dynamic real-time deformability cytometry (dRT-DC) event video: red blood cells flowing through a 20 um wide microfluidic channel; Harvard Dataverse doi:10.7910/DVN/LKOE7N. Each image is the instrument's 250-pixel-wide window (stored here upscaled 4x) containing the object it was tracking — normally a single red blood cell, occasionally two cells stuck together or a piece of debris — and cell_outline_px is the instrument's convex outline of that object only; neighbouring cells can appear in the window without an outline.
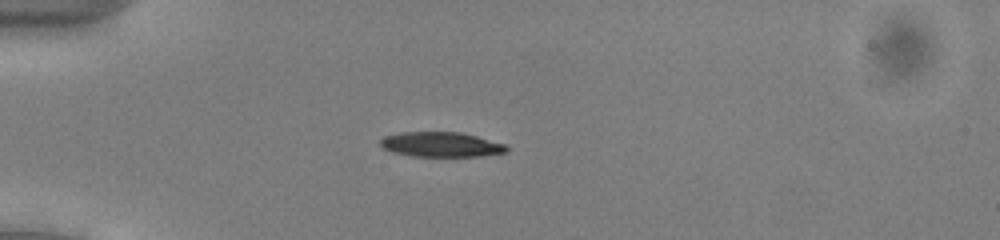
{"species": "common noctule bat (a hibernating species)", "species_latin": "Nyctalus noctula", "temperature_condition": "cold", "stored_images_in_passage": 54, "camera_frame_rate_fps": 3000, "um_per_image_px": 0.085, "animal": {"sex": "male", "body_mass_g": 13.0, "forearm_length_mm": 53.1}, "frame": {"image": 1, "passage_image": 16, "time_ms": 5.0, "image_size_px": [1000, 240], "cell_outline_px": [[508, 152], [480, 156], [412, 156], [392, 152], [384, 148], [380, 144], [380, 140], [384, 136], [400, 132], [460, 132], [476, 136], [504, 144], [508, 148]], "centroid_in_image_um": [37.47, 12.28], "position_along_channel_um": 47.5, "area_um2": 18.21}}
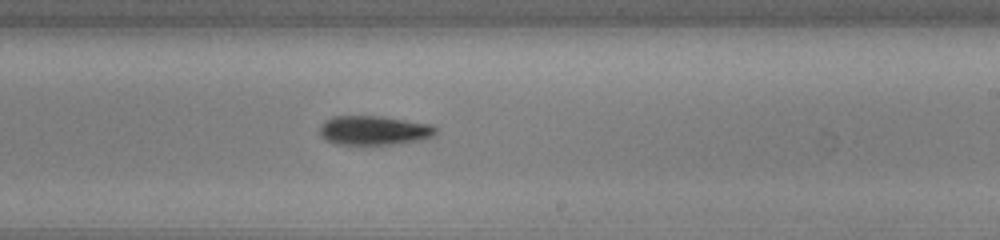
{"frame": {"image": 2, "passage_image": 34, "time_ms": 11.0, "image_size_px": [1000, 240], "cell_outline_px": [[436, 132], [432, 136], [424, 140], [372, 148], [336, 144], [324, 140], [320, 136], [320, 124], [324, 120], [332, 116], [384, 116], [432, 124], [436, 128]], "centroid_in_image_um": [31.76, 11.13], "position_along_channel_um": 257.2, "area_um2": 21.04}}
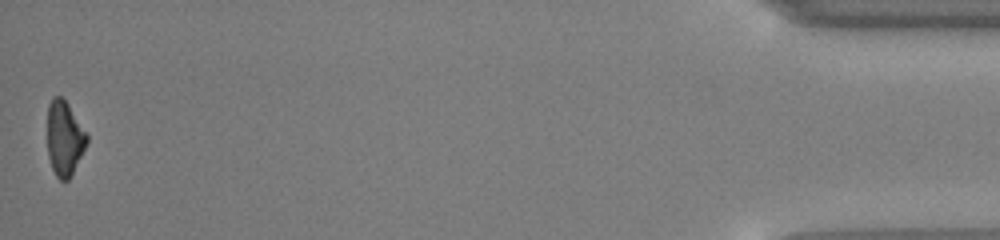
{"frame": {"image": 3, "passage_image": 54, "time_ms": 17.667, "image_size_px": [1000, 240], "cell_outline_px": [[88, 144], [68, 180], [60, 180], [56, 176], [52, 168], [48, 156], [48, 104], [52, 96], [60, 96], [68, 104], [88, 136]], "centroid_in_image_um": [5.48, 11.76], "position_along_channel_um": 429.7, "area_um2": 17.05}, "authors_computed_cell_mechanics": {"area_um2": 18.785, "velocity_mm_per_s": 3.9048, "shape_relaxation_time_tau1_ms": 1.7897, "shape_relaxation_time_tau2_ms": null, "deformation_change_tau1": 0.0999, "deformation_change_tau2": null}}